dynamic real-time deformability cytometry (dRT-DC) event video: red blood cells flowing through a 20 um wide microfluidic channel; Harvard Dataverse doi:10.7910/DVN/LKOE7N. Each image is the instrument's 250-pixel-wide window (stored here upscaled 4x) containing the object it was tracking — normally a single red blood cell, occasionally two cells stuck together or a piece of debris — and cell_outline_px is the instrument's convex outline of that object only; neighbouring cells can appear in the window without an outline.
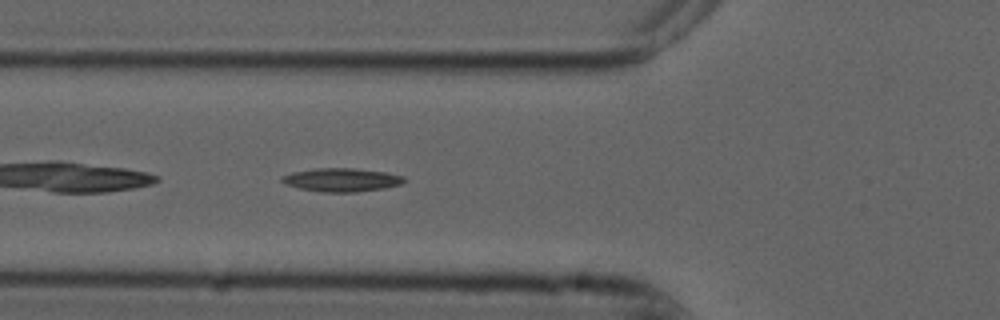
{"species": "common noctule bat (a hibernating species)", "species_latin": "Nyctalus noctula", "temperature_condition": "cold", "stored_images_in_passage": 39, "camera_frame_rate_fps": 3000, "um_per_image_px": 0.085, "animal": {"sex": "male", "forearm_length_mm": 52.5}, "frame": {"image": 1, "passage_image": 4, "time_ms": 1.0, "image_size_px": [1000, 320], "cell_outline_px": [[408, 180], [400, 184], [384, 188], [356, 192], [320, 192], [300, 188], [288, 184], [280, 180], [284, 176], [292, 172], [316, 168], [356, 168], [388, 172], [404, 176]], "centroid_in_image_um": [29.11, 15.28], "position_along_channel_um": 96.7, "area_um2": 16.7}}
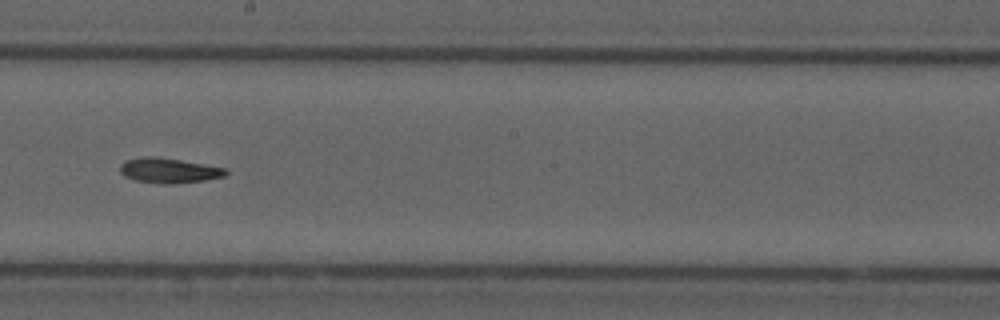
{"frame": {"image": 2, "passage_image": 15, "time_ms": 4.667, "image_size_px": [1000, 320], "cell_outline_px": [[228, 172], [224, 176], [204, 180], [176, 184], [164, 184], [136, 180], [124, 176], [120, 172], [120, 164], [124, 160], [140, 156], [152, 156], [180, 160], [224, 168]], "centroid_in_image_um": [14.29, 14.49], "position_along_channel_um": 233.9, "area_um2": 15.32}}
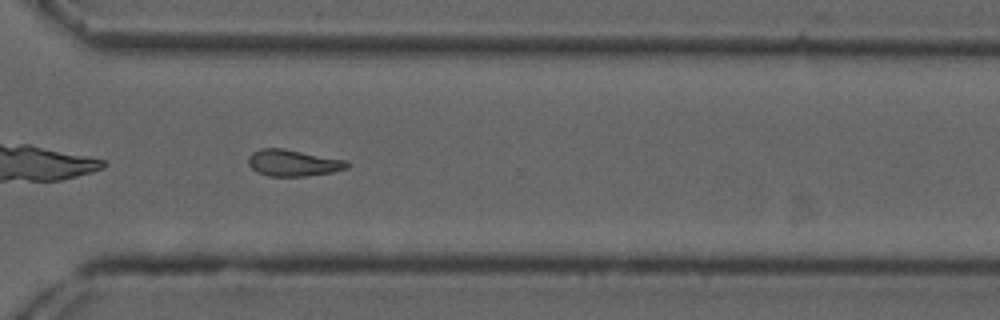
{"frame": {"image": 3, "passage_image": 24, "time_ms": 7.667, "image_size_px": [1000, 320], "cell_outline_px": [[348, 168], [332, 172], [308, 176], [268, 176], [256, 172], [248, 164], [248, 156], [252, 152], [260, 148], [284, 148], [348, 160]], "centroid_in_image_um": [24.91, 13.84], "position_along_channel_um": 345.7, "area_um2": 15.49}}